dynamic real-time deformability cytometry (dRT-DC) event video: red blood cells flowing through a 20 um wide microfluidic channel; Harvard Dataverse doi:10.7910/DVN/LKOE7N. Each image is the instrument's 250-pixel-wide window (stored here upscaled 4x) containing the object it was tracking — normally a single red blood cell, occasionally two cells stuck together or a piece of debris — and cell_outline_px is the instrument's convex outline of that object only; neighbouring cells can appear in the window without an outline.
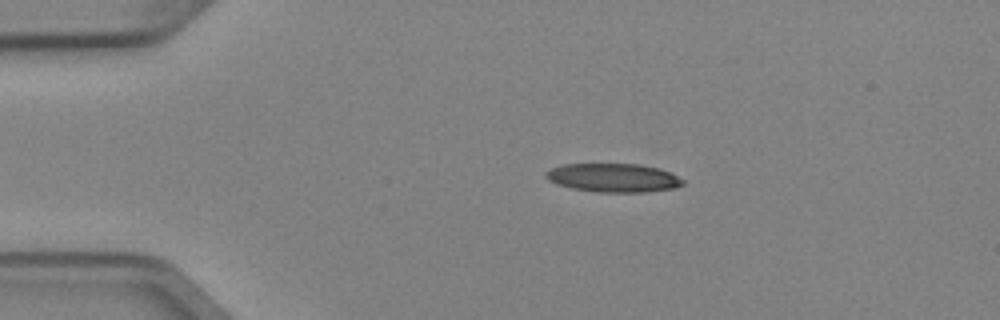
{"species": "Egyptian fruit bat (a non-hibernating species)", "species_latin": "Rousettus aegyptiacus", "temperature_condition": "cold", "stored_images_in_passage": 6, "camera_frame_rate_fps": 3000, "um_per_image_px": 0.085, "animal": {"sex": "female"}, "frame": {"image": 1, "passage_image": 1, "time_ms": 0.0, "image_size_px": [1000, 320], "cell_outline_px": [[684, 184], [676, 188], [644, 192], [596, 192], [572, 188], [556, 184], [548, 180], [544, 176], [544, 172], [552, 168], [564, 164], [640, 164], [660, 168], [684, 180]], "centroid_in_image_um": [52.12, 15.11], "position_along_channel_um": 32.9, "area_um2": 22.95}}
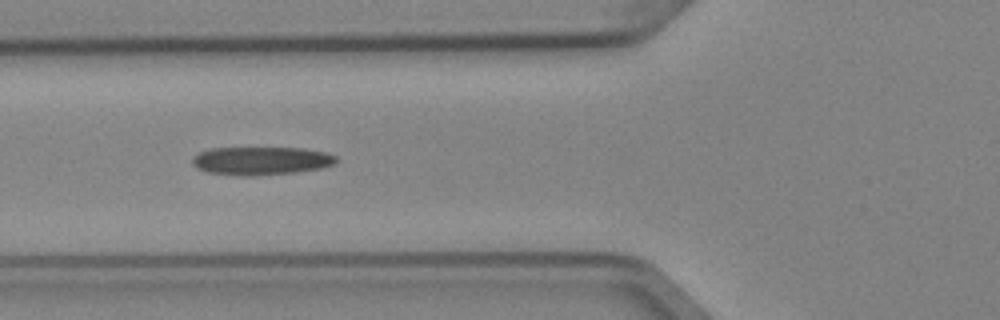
{"frame": {"image": 2, "passage_image": 3, "time_ms": 0.667, "image_size_px": [1000, 320], "cell_outline_px": [[336, 164], [320, 168], [296, 172], [256, 176], [236, 176], [208, 172], [196, 168], [192, 164], [192, 156], [200, 152], [212, 148], [304, 148], [328, 152], [336, 156]], "centroid_in_image_um": [22.19, 13.67], "position_along_channel_um": 103.6, "area_um2": 23.93}}
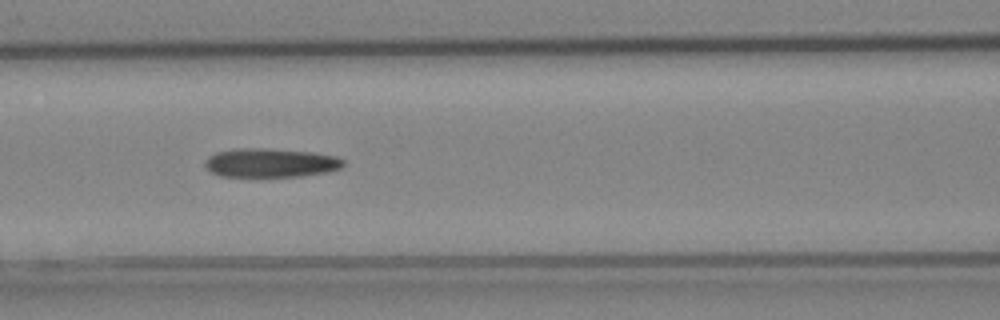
{"frame": {"image": 3, "passage_image": 4, "time_ms": 1.0, "image_size_px": [1000, 320], "cell_outline_px": [[344, 164], [340, 168], [328, 172], [300, 176], [220, 176], [212, 172], [204, 164], [212, 156], [220, 152], [244, 148], [252, 148], [308, 152], [336, 156], [344, 160]], "centroid_in_image_um": [23.06, 13.86], "position_along_channel_um": 143.5, "area_um2": 22.54}}